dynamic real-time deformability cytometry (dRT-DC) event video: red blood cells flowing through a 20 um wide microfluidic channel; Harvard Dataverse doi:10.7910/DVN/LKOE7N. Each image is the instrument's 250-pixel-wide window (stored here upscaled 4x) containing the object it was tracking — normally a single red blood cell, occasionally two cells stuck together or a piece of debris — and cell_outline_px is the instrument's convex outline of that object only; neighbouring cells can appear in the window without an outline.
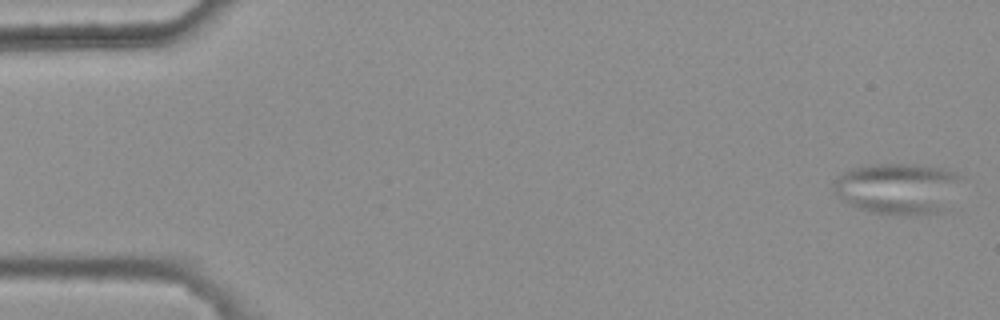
{"species": "common noctule bat (a hibernating species)", "species_latin": "Nyctalus noctula", "temperature_condition": "warm", "stored_images_in_passage": 3, "camera_frame_rate_fps": 3000, "um_per_image_px": 0.085, "animal": {"sex": "female", "body_mass_g": 25.1}, "frame": {"image": 1, "passage_image": 1, "time_ms": 0.0, "image_size_px": [1000, 320], "cell_outline_px": [[964, 176], [940, 212], [908, 216], [872, 212], [856, 208], [832, 192], [832, 184], [844, 172], [852, 168], [872, 164], [908, 164], [940, 168]], "centroid_in_image_um": [76.25, 16.02], "position_along_channel_um": 8.8, "area_um2": 37.63}}